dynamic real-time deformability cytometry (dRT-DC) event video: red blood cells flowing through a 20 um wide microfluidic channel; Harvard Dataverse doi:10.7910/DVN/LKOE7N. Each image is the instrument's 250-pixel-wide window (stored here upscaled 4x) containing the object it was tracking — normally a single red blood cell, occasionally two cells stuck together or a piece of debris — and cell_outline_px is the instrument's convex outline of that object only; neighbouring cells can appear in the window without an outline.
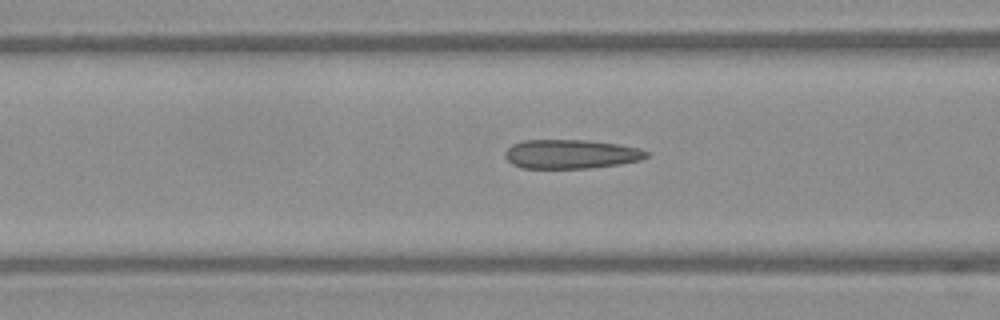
{"species": "Egyptian fruit bat (a non-hibernating species)", "species_latin": "Rousettus aegyptiacus", "temperature_condition": "warm", "stored_images_in_passage": 9, "camera_frame_rate_fps": 3000, "um_per_image_px": 0.085, "frame": {"image": 1, "passage_image": 7, "time_ms": 2.0, "image_size_px": [1000, 320], "cell_outline_px": [[648, 156], [640, 160], [592, 168], [524, 168], [512, 164], [504, 156], [504, 152], [512, 144], [524, 140], [588, 140], [616, 144], [640, 148], [648, 152]], "centroid_in_image_um": [48.5, 13.09], "position_along_channel_um": 118.1, "area_um2": 23.87}}